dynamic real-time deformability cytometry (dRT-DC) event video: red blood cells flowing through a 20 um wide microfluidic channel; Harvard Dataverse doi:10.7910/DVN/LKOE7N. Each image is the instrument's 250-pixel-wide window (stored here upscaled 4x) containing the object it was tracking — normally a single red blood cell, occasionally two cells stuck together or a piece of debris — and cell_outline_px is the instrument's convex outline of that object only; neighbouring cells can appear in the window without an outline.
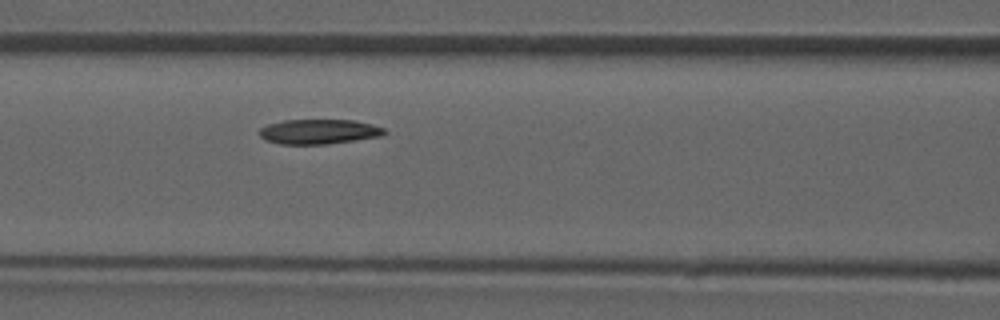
{"species": "common noctule bat (a hibernating species)", "species_latin": "Nyctalus noctula", "temperature_condition": "room temperature", "stored_images_in_passage": 5, "camera_frame_rate_fps": 3000, "um_per_image_px": 0.085, "animal": {"sex": "male", "forearm_length_mm": 52.5}, "frame": {"image": 1, "passage_image": 5, "time_ms": 5.333, "image_size_px": [1000, 320], "cell_outline_px": [[388, 132], [380, 136], [356, 140], [328, 144], [280, 144], [264, 140], [260, 136], [260, 128], [268, 124], [284, 120], [352, 120], [372, 124], [384, 128]], "centroid_in_image_um": [27.1, 11.19], "position_along_channel_um": 139.5, "area_um2": 18.09}}